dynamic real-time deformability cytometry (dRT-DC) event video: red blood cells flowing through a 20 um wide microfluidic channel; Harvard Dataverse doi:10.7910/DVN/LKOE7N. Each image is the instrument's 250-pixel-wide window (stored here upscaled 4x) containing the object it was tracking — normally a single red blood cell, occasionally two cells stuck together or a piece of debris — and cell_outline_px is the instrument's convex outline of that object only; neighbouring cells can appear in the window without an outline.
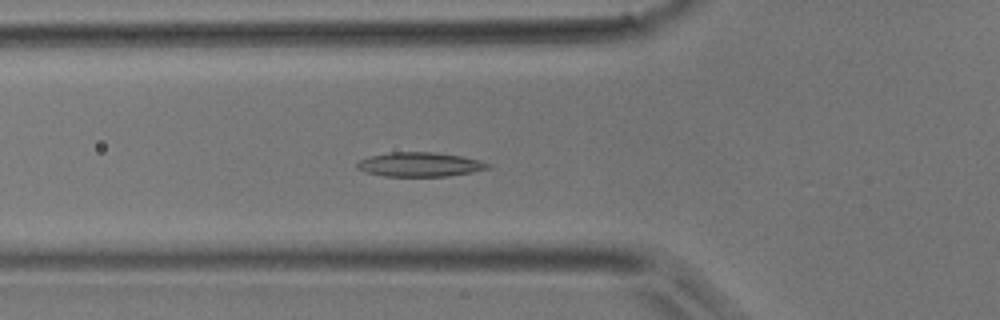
{"species": "common noctule bat (a hibernating species)", "species_latin": "Nyctalus noctula", "temperature_condition": "room temperature", "stored_images_in_passage": 36, "camera_frame_rate_fps": 3000, "um_per_image_px": 0.085, "animal": {"sex": "male", "body_mass_g": 17.9}, "frame": {"image": 1, "passage_image": 7, "time_ms": 2.0, "image_size_px": [1000, 320], "cell_outline_px": [[492, 168], [472, 172], [448, 176], [384, 176], [364, 172], [356, 168], [356, 164], [360, 160], [372, 156], [388, 152], [436, 152], [464, 156], [480, 160], [492, 164]], "centroid_in_image_um": [35.73, 13.98], "position_along_channel_um": 90.1, "area_um2": 18.73}}
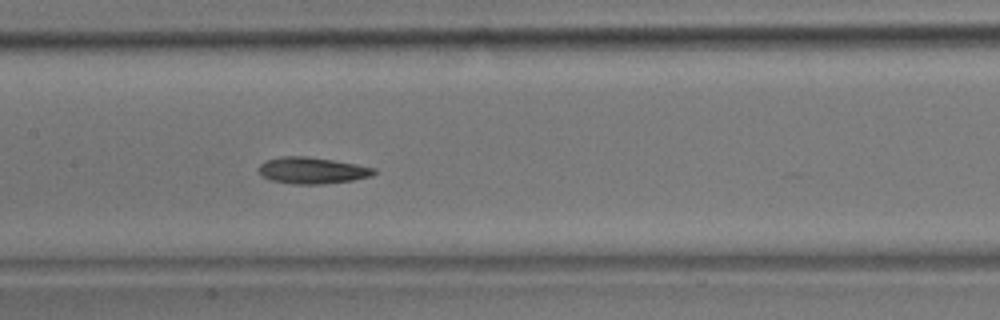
{"frame": {"image": 2, "passage_image": 13, "time_ms": 4.0, "image_size_px": [1000, 320], "cell_outline_px": [[376, 172], [372, 176], [352, 180], [324, 184], [292, 184], [272, 180], [260, 176], [256, 168], [264, 160], [280, 156], [304, 156], [332, 160], [356, 164], [376, 168]], "centroid_in_image_um": [26.48, 14.49], "position_along_channel_um": 180.9, "area_um2": 17.98}}
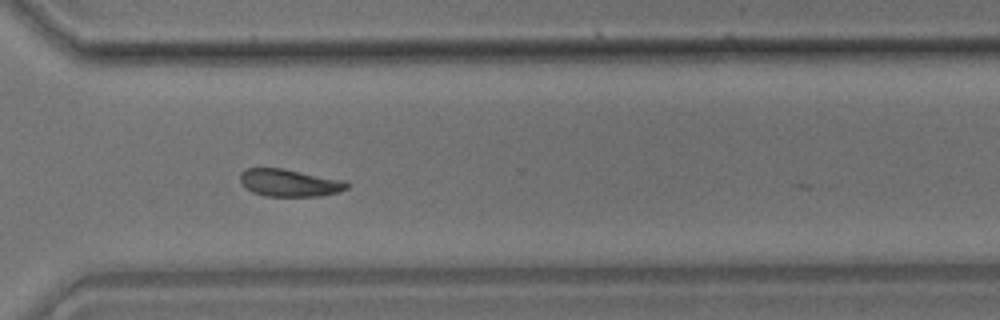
{"frame": {"image": 3, "passage_image": 24, "time_ms": 7.667, "image_size_px": [1000, 320], "cell_outline_px": [[348, 188], [340, 192], [320, 196], [264, 196], [252, 192], [240, 184], [240, 172], [248, 168], [284, 168], [344, 180], [348, 184]], "centroid_in_image_um": [24.59, 15.54], "position_along_channel_um": 346.0, "area_um2": 17.22}}